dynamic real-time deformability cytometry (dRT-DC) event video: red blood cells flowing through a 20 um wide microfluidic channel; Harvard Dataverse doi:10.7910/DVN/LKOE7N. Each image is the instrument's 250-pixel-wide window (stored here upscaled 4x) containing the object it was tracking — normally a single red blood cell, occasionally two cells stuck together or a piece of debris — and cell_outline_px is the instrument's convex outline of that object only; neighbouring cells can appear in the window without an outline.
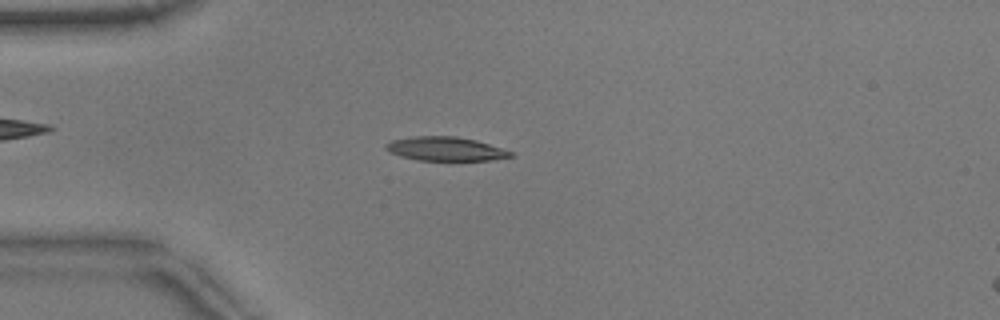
{"species": "common noctule bat (a hibernating species)", "species_latin": "Nyctalus noctula", "temperature_condition": "warm", "stored_images_in_passage": 51, "camera_frame_rate_fps": 3000, "um_per_image_px": 0.085, "animal": {"sex": "male", "body_mass_g": 17.9}, "frame": {"image": 1, "passage_image": 12, "time_ms": 3.667, "image_size_px": [1000, 320], "cell_outline_px": [[516, 156], [492, 160], [416, 160], [400, 156], [388, 152], [384, 148], [384, 144], [392, 140], [412, 136], [456, 136], [476, 140], [516, 152]], "centroid_in_image_um": [37.89, 12.65], "position_along_channel_um": 47.1, "area_um2": 17.69}}
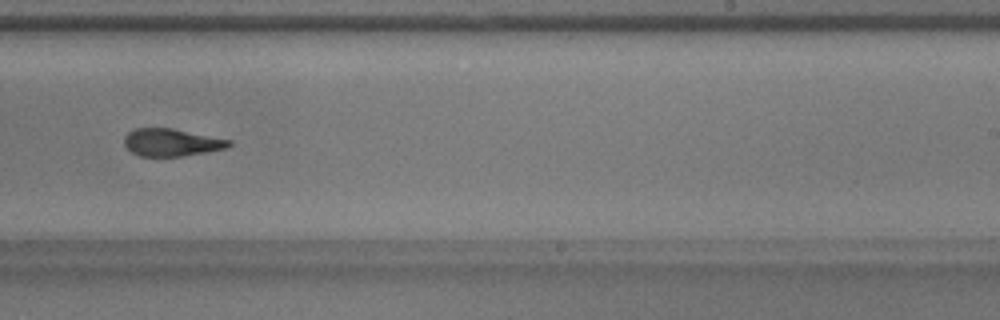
{"frame": {"image": 2, "passage_image": 31, "time_ms": 10.0, "image_size_px": [1000, 320], "cell_outline_px": [[232, 144], [228, 148], [180, 156], [140, 156], [132, 152], [124, 144], [124, 136], [128, 132], [136, 128], [172, 128], [232, 140]], "centroid_in_image_um": [14.58, 12.1], "position_along_channel_um": 274.4, "area_um2": 16.7}}
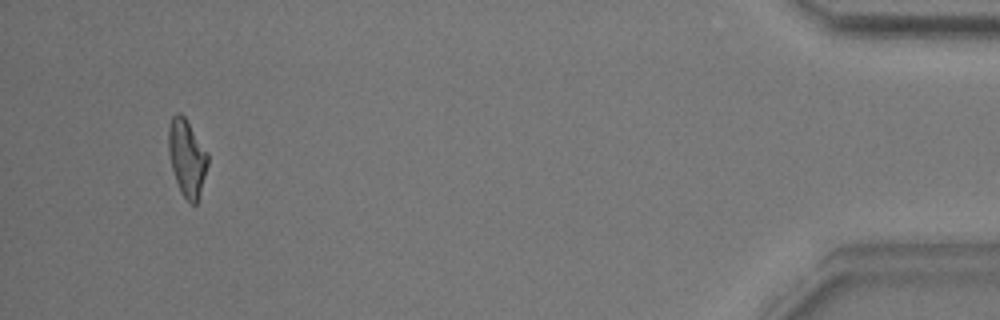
{"frame": {"image": 3, "passage_image": 48, "time_ms": 15.667, "image_size_px": [1000, 320], "cell_outline_px": [[208, 164], [196, 204], [192, 204], [180, 192], [172, 168], [168, 152], [168, 128], [172, 116], [176, 112], [180, 112], [184, 116], [208, 152]], "centroid_in_image_um": [15.87, 13.36], "position_along_channel_um": 419.3, "area_um2": 17.46}, "authors_computed_cell_mechanics": {"area_um2": 17.5134, "velocity_mm_per_s": 3.8354, "shape_relaxation_time_tau1_ms": null, "shape_relaxation_time_tau2_ms": 2.897, "deformation_change_tau1": null, "deformation_change_tau2": 0.1171}}